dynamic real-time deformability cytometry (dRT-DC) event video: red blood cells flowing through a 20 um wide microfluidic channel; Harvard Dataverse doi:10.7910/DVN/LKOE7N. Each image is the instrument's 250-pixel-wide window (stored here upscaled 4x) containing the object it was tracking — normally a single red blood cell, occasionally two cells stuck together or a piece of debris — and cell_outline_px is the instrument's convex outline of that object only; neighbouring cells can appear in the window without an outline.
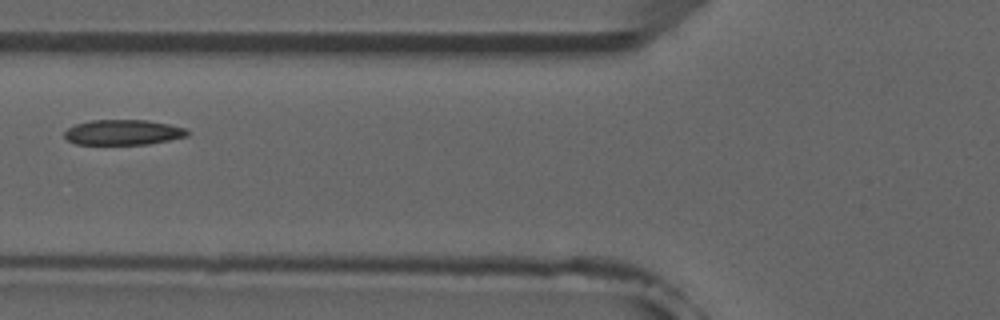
{"species": "common noctule bat (a hibernating species)", "species_latin": "Nyctalus noctula", "temperature_condition": "room temperature", "stored_images_in_passage": 6, "camera_frame_rate_fps": 3000, "um_per_image_px": 0.085, "animal": {"sex": "male", "forearm_length_mm": 52.5}, "frame": {"image": 1, "passage_image": 5, "time_ms": 5.667, "image_size_px": [1000, 320], "cell_outline_px": [[192, 132], [188, 136], [148, 144], [76, 144], [68, 140], [64, 136], [64, 132], [68, 128], [76, 124], [92, 120], [148, 120], [168, 124], [184, 128]], "centroid_in_image_um": [10.48, 11.24], "position_along_channel_um": 115.3, "area_um2": 18.03}}
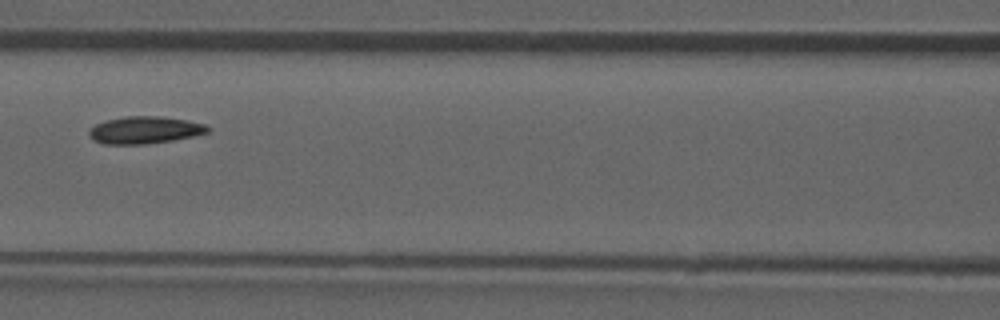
{"frame": {"image": 2, "passage_image": 6, "time_ms": 6.667, "image_size_px": [1000, 320], "cell_outline_px": [[212, 128], [208, 132], [192, 136], [172, 140], [144, 144], [104, 144], [92, 140], [88, 136], [88, 128], [96, 124], [108, 120], [124, 116], [160, 116], [188, 120], [204, 124]], "centroid_in_image_um": [12.27, 11.05], "position_along_channel_um": 154.3, "area_um2": 18.9}}